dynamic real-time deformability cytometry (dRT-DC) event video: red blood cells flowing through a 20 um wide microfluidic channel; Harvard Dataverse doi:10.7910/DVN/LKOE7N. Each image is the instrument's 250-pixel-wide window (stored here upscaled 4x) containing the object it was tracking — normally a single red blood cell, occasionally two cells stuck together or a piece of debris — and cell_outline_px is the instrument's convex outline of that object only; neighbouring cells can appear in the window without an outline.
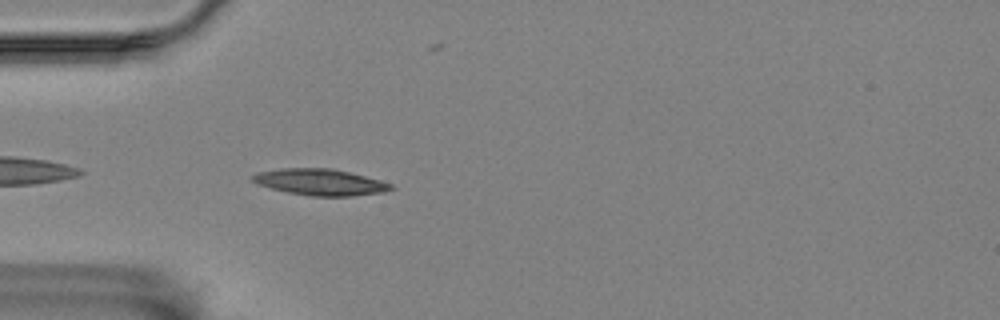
{"species": "Egyptian fruit bat (a non-hibernating species)", "species_latin": "Rousettus aegyptiacus", "temperature_condition": "room temperature", "stored_images_in_passage": 3, "camera_frame_rate_fps": 3000, "um_per_image_px": 0.085, "animal": {"sex": "female"}, "frame": {"image": 1, "passage_image": 3, "time_ms": 3.333, "image_size_px": [1000, 320], "cell_outline_px": [[396, 188], [384, 192], [352, 196], [312, 196], [288, 192], [256, 184], [252, 180], [252, 176], [260, 172], [280, 168], [332, 168], [380, 180], [392, 184]], "centroid_in_image_um": [27.24, 15.48], "position_along_channel_um": 57.8, "area_um2": 21.1}}